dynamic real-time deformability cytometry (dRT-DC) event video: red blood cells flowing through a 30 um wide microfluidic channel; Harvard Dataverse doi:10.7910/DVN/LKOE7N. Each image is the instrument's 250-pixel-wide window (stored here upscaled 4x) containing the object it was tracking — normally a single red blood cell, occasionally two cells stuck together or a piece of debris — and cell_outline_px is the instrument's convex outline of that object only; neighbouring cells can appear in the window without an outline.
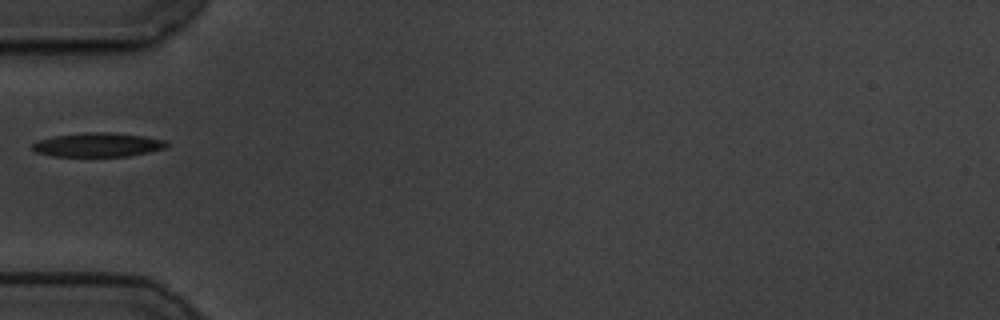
{"species": "common noctule bat (a hibernating species)", "species_latin": "Nyctalus noctula", "temperature_condition": "cold", "stored_images_in_passage": 40, "camera_frame_rate_fps": 3000, "um_per_image_px": 0.085, "animal": {"sex": "male", "body_mass_g": 19.5, "forearm_length_mm": 54.6}, "frame": {"image": 1, "passage_image": 1, "time_ms": 0.0, "image_size_px": [1000, 320], "cell_outline_px": [[168, 144], [164, 148], [148, 152], [128, 156], [52, 156], [36, 152], [32, 148], [32, 144], [36, 140], [56, 136], [84, 132], [112, 132], [144, 136], [164, 140]], "centroid_in_image_um": [8.29, 12.3], "position_along_channel_um": 76.7, "area_um2": 18.73}}
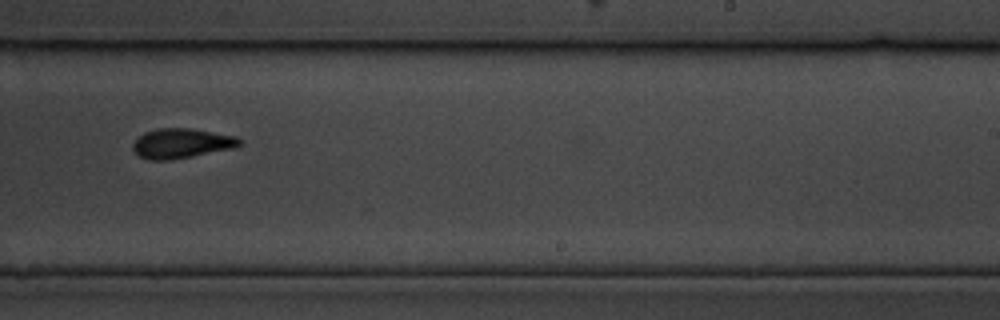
{"frame": {"image": 2, "passage_image": 18, "time_ms": 5.667, "image_size_px": [1000, 320], "cell_outline_px": [[244, 140], [236, 148], [192, 156], [168, 160], [148, 160], [140, 156], [132, 148], [132, 144], [144, 132], [156, 128], [192, 128], [236, 136]], "centroid_in_image_um": [15.46, 12.17], "position_along_channel_um": 273.5, "area_um2": 18.61}}
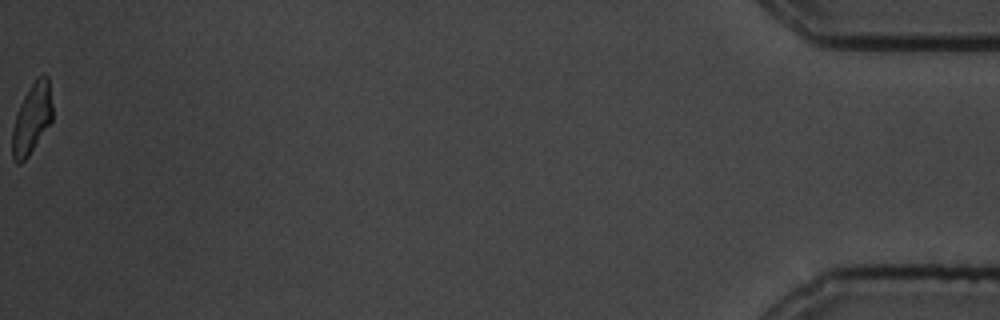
{"frame": {"image": 3, "passage_image": 40, "time_ms": 13.0, "image_size_px": [1000, 320], "cell_outline_px": [[52, 120], [28, 156], [20, 164], [16, 164], [12, 160], [12, 128], [16, 112], [24, 96], [36, 76], [44, 72], [48, 76], [52, 104]], "centroid_in_image_um": [2.69, 10.06], "position_along_channel_um": 432.5, "area_um2": 16.65}}